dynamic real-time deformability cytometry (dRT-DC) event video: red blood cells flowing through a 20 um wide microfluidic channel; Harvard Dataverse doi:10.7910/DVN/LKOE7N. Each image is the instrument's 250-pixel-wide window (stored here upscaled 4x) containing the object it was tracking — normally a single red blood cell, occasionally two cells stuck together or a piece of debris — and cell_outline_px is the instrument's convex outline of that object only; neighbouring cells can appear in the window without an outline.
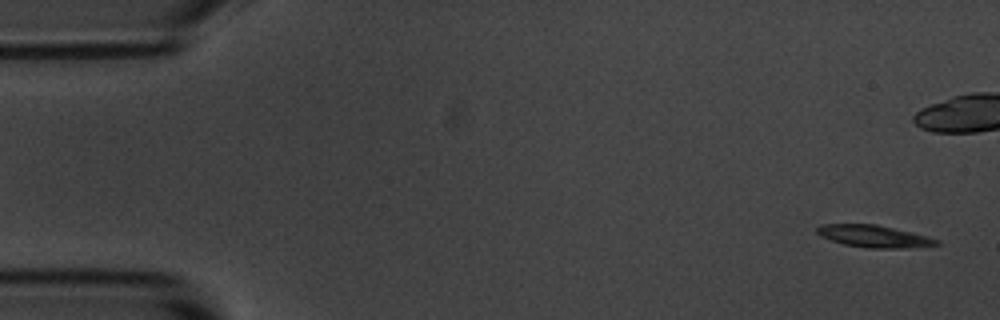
{"species": "common noctule bat (a hibernating species)", "species_latin": "Nyctalus noctula", "temperature_condition": "room temperature", "stored_images_in_passage": 5, "camera_frame_rate_fps": 3000, "um_per_image_px": 0.085, "animal": {"sex": "male", "body_mass_g": 20.1, "forearm_length_mm": 53.5}, "frame": {"image": 1, "passage_image": 1, "time_ms": 0.0, "image_size_px": [1000, 320], "cell_outline_px": [[940, 244], [900, 248], [868, 248], [844, 244], [820, 236], [816, 232], [816, 228], [820, 224], [876, 224], [912, 232], [928, 236], [940, 240]], "centroid_in_image_um": [74.27, 20.07], "position_along_channel_um": 10.7, "area_um2": 15.32}}